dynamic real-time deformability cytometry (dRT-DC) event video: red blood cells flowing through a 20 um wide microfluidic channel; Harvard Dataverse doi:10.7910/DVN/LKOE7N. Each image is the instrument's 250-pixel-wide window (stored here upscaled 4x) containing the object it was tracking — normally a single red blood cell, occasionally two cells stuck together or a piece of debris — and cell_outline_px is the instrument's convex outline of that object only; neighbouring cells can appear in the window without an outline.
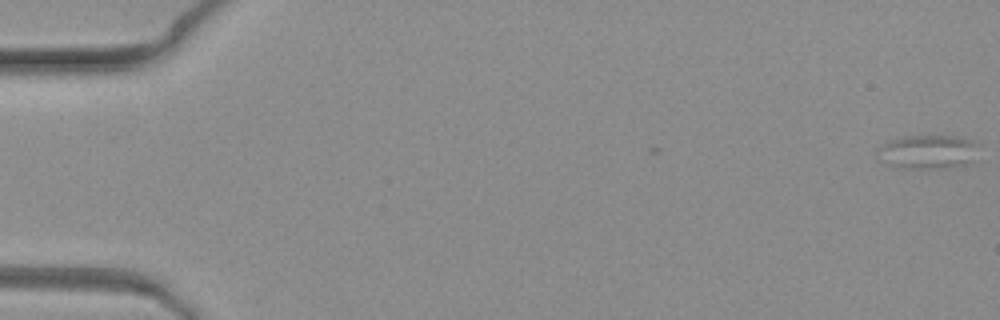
{"species": "common noctule bat (a hibernating species)", "species_latin": "Nyctalus noctula", "temperature_condition": "warm", "stored_images_in_passage": 4, "camera_frame_rate_fps": 3000, "um_per_image_px": 0.085, "animal": {"sex": "female", "body_mass_g": 19.3, "forearm_length_mm": 54.1}, "frame": {"image": 1, "passage_image": 1, "time_ms": 0.0, "image_size_px": [1000, 320], "cell_outline_px": [[980, 144], [976, 160], [972, 164], [948, 168], [892, 168], [876, 160], [872, 152], [876, 148], [892, 140], [908, 136], [964, 136], [976, 140]], "centroid_in_image_um": [78.88, 12.93], "position_along_channel_um": 6.1, "area_um2": 21.27}}